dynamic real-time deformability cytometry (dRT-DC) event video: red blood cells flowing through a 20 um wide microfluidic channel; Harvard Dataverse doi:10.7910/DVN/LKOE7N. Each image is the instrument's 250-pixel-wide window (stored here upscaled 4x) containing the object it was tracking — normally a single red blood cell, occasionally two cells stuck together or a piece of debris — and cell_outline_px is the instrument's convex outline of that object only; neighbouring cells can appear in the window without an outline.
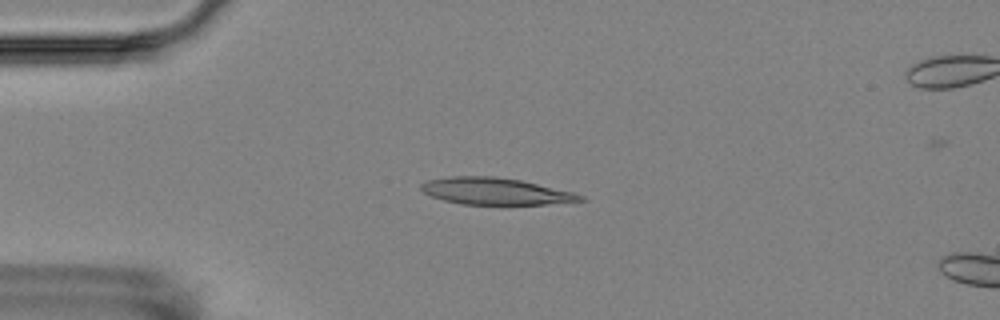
{"species": "Egyptian fruit bat (a non-hibernating species)", "species_latin": "Rousettus aegyptiacus", "temperature_condition": "room temperature", "stored_images_in_passage": 4, "camera_frame_rate_fps": 3000, "um_per_image_px": 0.085, "animal": {"sex": "female"}, "frame": {"image": 1, "passage_image": 3, "time_ms": 2.333, "image_size_px": [1000, 320], "cell_outline_px": [[588, 200], [544, 204], [464, 204], [444, 200], [432, 196], [424, 192], [420, 188], [420, 184], [428, 180], [448, 176], [496, 176], [520, 180], [576, 192], [584, 196]], "centroid_in_image_um": [42.14, 16.24], "position_along_channel_um": 42.9, "area_um2": 24.85}}